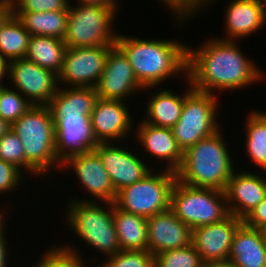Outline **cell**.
<instances>
[{
	"label": "cell",
	"instance_id": "obj_14",
	"mask_svg": "<svg viewBox=\"0 0 266 267\" xmlns=\"http://www.w3.org/2000/svg\"><path fill=\"white\" fill-rule=\"evenodd\" d=\"M143 88L125 55L114 45L107 56L104 71L95 86L98 98L123 100Z\"/></svg>",
	"mask_w": 266,
	"mask_h": 267
},
{
	"label": "cell",
	"instance_id": "obj_3",
	"mask_svg": "<svg viewBox=\"0 0 266 267\" xmlns=\"http://www.w3.org/2000/svg\"><path fill=\"white\" fill-rule=\"evenodd\" d=\"M219 130L183 153L177 180L189 186L225 191L233 174L231 158Z\"/></svg>",
	"mask_w": 266,
	"mask_h": 267
},
{
	"label": "cell",
	"instance_id": "obj_33",
	"mask_svg": "<svg viewBox=\"0 0 266 267\" xmlns=\"http://www.w3.org/2000/svg\"><path fill=\"white\" fill-rule=\"evenodd\" d=\"M0 158L18 169L23 166L26 168L24 145L11 129L0 137Z\"/></svg>",
	"mask_w": 266,
	"mask_h": 267
},
{
	"label": "cell",
	"instance_id": "obj_30",
	"mask_svg": "<svg viewBox=\"0 0 266 267\" xmlns=\"http://www.w3.org/2000/svg\"><path fill=\"white\" fill-rule=\"evenodd\" d=\"M154 267H207L193 244L154 255Z\"/></svg>",
	"mask_w": 266,
	"mask_h": 267
},
{
	"label": "cell",
	"instance_id": "obj_2",
	"mask_svg": "<svg viewBox=\"0 0 266 267\" xmlns=\"http://www.w3.org/2000/svg\"><path fill=\"white\" fill-rule=\"evenodd\" d=\"M115 46L129 60L144 89L158 85L172 74L187 71L188 48L177 41H148L117 35Z\"/></svg>",
	"mask_w": 266,
	"mask_h": 267
},
{
	"label": "cell",
	"instance_id": "obj_18",
	"mask_svg": "<svg viewBox=\"0 0 266 267\" xmlns=\"http://www.w3.org/2000/svg\"><path fill=\"white\" fill-rule=\"evenodd\" d=\"M224 192L226 202H233L227 206L229 213L243 220L266 197V179L254 173L233 172Z\"/></svg>",
	"mask_w": 266,
	"mask_h": 267
},
{
	"label": "cell",
	"instance_id": "obj_21",
	"mask_svg": "<svg viewBox=\"0 0 266 267\" xmlns=\"http://www.w3.org/2000/svg\"><path fill=\"white\" fill-rule=\"evenodd\" d=\"M265 247L261 230L243 222L234 235L228 261L239 267H265Z\"/></svg>",
	"mask_w": 266,
	"mask_h": 267
},
{
	"label": "cell",
	"instance_id": "obj_25",
	"mask_svg": "<svg viewBox=\"0 0 266 267\" xmlns=\"http://www.w3.org/2000/svg\"><path fill=\"white\" fill-rule=\"evenodd\" d=\"M31 36H51L64 39L68 8L59 11L13 12Z\"/></svg>",
	"mask_w": 266,
	"mask_h": 267
},
{
	"label": "cell",
	"instance_id": "obj_48",
	"mask_svg": "<svg viewBox=\"0 0 266 267\" xmlns=\"http://www.w3.org/2000/svg\"><path fill=\"white\" fill-rule=\"evenodd\" d=\"M35 266L36 267H46L41 261H39Z\"/></svg>",
	"mask_w": 266,
	"mask_h": 267
},
{
	"label": "cell",
	"instance_id": "obj_5",
	"mask_svg": "<svg viewBox=\"0 0 266 267\" xmlns=\"http://www.w3.org/2000/svg\"><path fill=\"white\" fill-rule=\"evenodd\" d=\"M220 200L226 203L224 191L193 187L176 180L170 209L178 219L194 229L222 221L230 214L227 203L224 207Z\"/></svg>",
	"mask_w": 266,
	"mask_h": 267
},
{
	"label": "cell",
	"instance_id": "obj_31",
	"mask_svg": "<svg viewBox=\"0 0 266 267\" xmlns=\"http://www.w3.org/2000/svg\"><path fill=\"white\" fill-rule=\"evenodd\" d=\"M15 90L0 88V118L12 125L32 104Z\"/></svg>",
	"mask_w": 266,
	"mask_h": 267
},
{
	"label": "cell",
	"instance_id": "obj_26",
	"mask_svg": "<svg viewBox=\"0 0 266 267\" xmlns=\"http://www.w3.org/2000/svg\"><path fill=\"white\" fill-rule=\"evenodd\" d=\"M66 49L63 39L41 35L31 36L26 59L58 74L62 68Z\"/></svg>",
	"mask_w": 266,
	"mask_h": 267
},
{
	"label": "cell",
	"instance_id": "obj_4",
	"mask_svg": "<svg viewBox=\"0 0 266 267\" xmlns=\"http://www.w3.org/2000/svg\"><path fill=\"white\" fill-rule=\"evenodd\" d=\"M10 128L24 145L29 172L42 174L55 163L59 164L55 153L54 120L48 106L32 105Z\"/></svg>",
	"mask_w": 266,
	"mask_h": 267
},
{
	"label": "cell",
	"instance_id": "obj_37",
	"mask_svg": "<svg viewBox=\"0 0 266 267\" xmlns=\"http://www.w3.org/2000/svg\"><path fill=\"white\" fill-rule=\"evenodd\" d=\"M211 0H163V3H166L170 9H173L179 19L185 18V16H190V14L196 11V9L201 6L204 7L203 4L207 3ZM179 14V15H178ZM185 15V16H184Z\"/></svg>",
	"mask_w": 266,
	"mask_h": 267
},
{
	"label": "cell",
	"instance_id": "obj_41",
	"mask_svg": "<svg viewBox=\"0 0 266 267\" xmlns=\"http://www.w3.org/2000/svg\"><path fill=\"white\" fill-rule=\"evenodd\" d=\"M13 13V8L10 6H0V28L6 19Z\"/></svg>",
	"mask_w": 266,
	"mask_h": 267
},
{
	"label": "cell",
	"instance_id": "obj_8",
	"mask_svg": "<svg viewBox=\"0 0 266 267\" xmlns=\"http://www.w3.org/2000/svg\"><path fill=\"white\" fill-rule=\"evenodd\" d=\"M115 12L112 7L101 5H69L63 39L67 48L115 45L117 34L109 27Z\"/></svg>",
	"mask_w": 266,
	"mask_h": 267
},
{
	"label": "cell",
	"instance_id": "obj_10",
	"mask_svg": "<svg viewBox=\"0 0 266 267\" xmlns=\"http://www.w3.org/2000/svg\"><path fill=\"white\" fill-rule=\"evenodd\" d=\"M113 46L67 48L58 80L76 87L95 88Z\"/></svg>",
	"mask_w": 266,
	"mask_h": 267
},
{
	"label": "cell",
	"instance_id": "obj_47",
	"mask_svg": "<svg viewBox=\"0 0 266 267\" xmlns=\"http://www.w3.org/2000/svg\"><path fill=\"white\" fill-rule=\"evenodd\" d=\"M4 219H3V215L0 213V228H3L5 225H3L4 223Z\"/></svg>",
	"mask_w": 266,
	"mask_h": 267
},
{
	"label": "cell",
	"instance_id": "obj_7",
	"mask_svg": "<svg viewBox=\"0 0 266 267\" xmlns=\"http://www.w3.org/2000/svg\"><path fill=\"white\" fill-rule=\"evenodd\" d=\"M176 180V172L168 169L159 175L149 172L140 181L120 190L114 203L125 212L152 217L170 209Z\"/></svg>",
	"mask_w": 266,
	"mask_h": 267
},
{
	"label": "cell",
	"instance_id": "obj_17",
	"mask_svg": "<svg viewBox=\"0 0 266 267\" xmlns=\"http://www.w3.org/2000/svg\"><path fill=\"white\" fill-rule=\"evenodd\" d=\"M123 100L97 98L91 112L93 135L98 143L124 137L131 129V117Z\"/></svg>",
	"mask_w": 266,
	"mask_h": 267
},
{
	"label": "cell",
	"instance_id": "obj_19",
	"mask_svg": "<svg viewBox=\"0 0 266 267\" xmlns=\"http://www.w3.org/2000/svg\"><path fill=\"white\" fill-rule=\"evenodd\" d=\"M63 164L73 166L81 183L93 196H96L105 203L115 202L117 194L109 174L95 151H87L84 154L73 156Z\"/></svg>",
	"mask_w": 266,
	"mask_h": 267
},
{
	"label": "cell",
	"instance_id": "obj_28",
	"mask_svg": "<svg viewBox=\"0 0 266 267\" xmlns=\"http://www.w3.org/2000/svg\"><path fill=\"white\" fill-rule=\"evenodd\" d=\"M30 37L31 34L12 13L0 28V55L8 61L26 58Z\"/></svg>",
	"mask_w": 266,
	"mask_h": 267
},
{
	"label": "cell",
	"instance_id": "obj_45",
	"mask_svg": "<svg viewBox=\"0 0 266 267\" xmlns=\"http://www.w3.org/2000/svg\"><path fill=\"white\" fill-rule=\"evenodd\" d=\"M3 4L9 5L14 8L20 0H1Z\"/></svg>",
	"mask_w": 266,
	"mask_h": 267
},
{
	"label": "cell",
	"instance_id": "obj_13",
	"mask_svg": "<svg viewBox=\"0 0 266 267\" xmlns=\"http://www.w3.org/2000/svg\"><path fill=\"white\" fill-rule=\"evenodd\" d=\"M242 223V219L229 214L222 221L192 229V244L206 265L228 260L234 235Z\"/></svg>",
	"mask_w": 266,
	"mask_h": 267
},
{
	"label": "cell",
	"instance_id": "obj_16",
	"mask_svg": "<svg viewBox=\"0 0 266 267\" xmlns=\"http://www.w3.org/2000/svg\"><path fill=\"white\" fill-rule=\"evenodd\" d=\"M147 228L148 251L153 255L192 244V229L171 209L147 218Z\"/></svg>",
	"mask_w": 266,
	"mask_h": 267
},
{
	"label": "cell",
	"instance_id": "obj_24",
	"mask_svg": "<svg viewBox=\"0 0 266 267\" xmlns=\"http://www.w3.org/2000/svg\"><path fill=\"white\" fill-rule=\"evenodd\" d=\"M95 88L58 90L47 105L52 115H91L97 99Z\"/></svg>",
	"mask_w": 266,
	"mask_h": 267
},
{
	"label": "cell",
	"instance_id": "obj_36",
	"mask_svg": "<svg viewBox=\"0 0 266 267\" xmlns=\"http://www.w3.org/2000/svg\"><path fill=\"white\" fill-rule=\"evenodd\" d=\"M20 170L11 163L5 162L0 158V193L8 192L11 189H15L19 181L22 179L20 177ZM21 178V179H20Z\"/></svg>",
	"mask_w": 266,
	"mask_h": 267
},
{
	"label": "cell",
	"instance_id": "obj_35",
	"mask_svg": "<svg viewBox=\"0 0 266 267\" xmlns=\"http://www.w3.org/2000/svg\"><path fill=\"white\" fill-rule=\"evenodd\" d=\"M67 0H20L13 8V12H45L66 10Z\"/></svg>",
	"mask_w": 266,
	"mask_h": 267
},
{
	"label": "cell",
	"instance_id": "obj_46",
	"mask_svg": "<svg viewBox=\"0 0 266 267\" xmlns=\"http://www.w3.org/2000/svg\"><path fill=\"white\" fill-rule=\"evenodd\" d=\"M263 239L266 241V225L260 228Z\"/></svg>",
	"mask_w": 266,
	"mask_h": 267
},
{
	"label": "cell",
	"instance_id": "obj_32",
	"mask_svg": "<svg viewBox=\"0 0 266 267\" xmlns=\"http://www.w3.org/2000/svg\"><path fill=\"white\" fill-rule=\"evenodd\" d=\"M103 267H154V255L144 250H120Z\"/></svg>",
	"mask_w": 266,
	"mask_h": 267
},
{
	"label": "cell",
	"instance_id": "obj_39",
	"mask_svg": "<svg viewBox=\"0 0 266 267\" xmlns=\"http://www.w3.org/2000/svg\"><path fill=\"white\" fill-rule=\"evenodd\" d=\"M5 230L3 228H0V267L6 266V259H7V250L5 245V234L3 233Z\"/></svg>",
	"mask_w": 266,
	"mask_h": 267
},
{
	"label": "cell",
	"instance_id": "obj_12",
	"mask_svg": "<svg viewBox=\"0 0 266 267\" xmlns=\"http://www.w3.org/2000/svg\"><path fill=\"white\" fill-rule=\"evenodd\" d=\"M90 116L52 115L55 127V153L60 166L73 156L94 151L98 145L92 132Z\"/></svg>",
	"mask_w": 266,
	"mask_h": 267
},
{
	"label": "cell",
	"instance_id": "obj_50",
	"mask_svg": "<svg viewBox=\"0 0 266 267\" xmlns=\"http://www.w3.org/2000/svg\"><path fill=\"white\" fill-rule=\"evenodd\" d=\"M265 267H266V247H265Z\"/></svg>",
	"mask_w": 266,
	"mask_h": 267
},
{
	"label": "cell",
	"instance_id": "obj_42",
	"mask_svg": "<svg viewBox=\"0 0 266 267\" xmlns=\"http://www.w3.org/2000/svg\"><path fill=\"white\" fill-rule=\"evenodd\" d=\"M5 72L7 75L9 74V62L0 55V88L4 87V84H1V80L6 74Z\"/></svg>",
	"mask_w": 266,
	"mask_h": 267
},
{
	"label": "cell",
	"instance_id": "obj_34",
	"mask_svg": "<svg viewBox=\"0 0 266 267\" xmlns=\"http://www.w3.org/2000/svg\"><path fill=\"white\" fill-rule=\"evenodd\" d=\"M42 256L41 262L46 267H85L76 250L72 247L54 248Z\"/></svg>",
	"mask_w": 266,
	"mask_h": 267
},
{
	"label": "cell",
	"instance_id": "obj_40",
	"mask_svg": "<svg viewBox=\"0 0 266 267\" xmlns=\"http://www.w3.org/2000/svg\"><path fill=\"white\" fill-rule=\"evenodd\" d=\"M79 1V0H78ZM80 4L84 5H101L104 7H112L116 11V1L114 0H80Z\"/></svg>",
	"mask_w": 266,
	"mask_h": 267
},
{
	"label": "cell",
	"instance_id": "obj_6",
	"mask_svg": "<svg viewBox=\"0 0 266 267\" xmlns=\"http://www.w3.org/2000/svg\"><path fill=\"white\" fill-rule=\"evenodd\" d=\"M75 201V202H74ZM70 204L68 223L74 232L80 236L84 242L99 249L107 256L117 254L121 247L119 245L117 232L113 221V203L109 204L108 211L103 206H99L93 201H76Z\"/></svg>",
	"mask_w": 266,
	"mask_h": 267
},
{
	"label": "cell",
	"instance_id": "obj_27",
	"mask_svg": "<svg viewBox=\"0 0 266 267\" xmlns=\"http://www.w3.org/2000/svg\"><path fill=\"white\" fill-rule=\"evenodd\" d=\"M152 96L147 107L148 119L144 122L156 127L172 128L181 116L185 95L180 97L164 90Z\"/></svg>",
	"mask_w": 266,
	"mask_h": 267
},
{
	"label": "cell",
	"instance_id": "obj_43",
	"mask_svg": "<svg viewBox=\"0 0 266 267\" xmlns=\"http://www.w3.org/2000/svg\"><path fill=\"white\" fill-rule=\"evenodd\" d=\"M207 267H239L231 261L213 262L207 265Z\"/></svg>",
	"mask_w": 266,
	"mask_h": 267
},
{
	"label": "cell",
	"instance_id": "obj_49",
	"mask_svg": "<svg viewBox=\"0 0 266 267\" xmlns=\"http://www.w3.org/2000/svg\"><path fill=\"white\" fill-rule=\"evenodd\" d=\"M0 6H9V5L3 4L2 1L0 0Z\"/></svg>",
	"mask_w": 266,
	"mask_h": 267
},
{
	"label": "cell",
	"instance_id": "obj_38",
	"mask_svg": "<svg viewBox=\"0 0 266 267\" xmlns=\"http://www.w3.org/2000/svg\"><path fill=\"white\" fill-rule=\"evenodd\" d=\"M243 222L258 229L266 225V197L243 219Z\"/></svg>",
	"mask_w": 266,
	"mask_h": 267
},
{
	"label": "cell",
	"instance_id": "obj_20",
	"mask_svg": "<svg viewBox=\"0 0 266 267\" xmlns=\"http://www.w3.org/2000/svg\"><path fill=\"white\" fill-rule=\"evenodd\" d=\"M226 28L229 38L236 40L253 33L266 22V1L234 0L226 13Z\"/></svg>",
	"mask_w": 266,
	"mask_h": 267
},
{
	"label": "cell",
	"instance_id": "obj_22",
	"mask_svg": "<svg viewBox=\"0 0 266 267\" xmlns=\"http://www.w3.org/2000/svg\"><path fill=\"white\" fill-rule=\"evenodd\" d=\"M139 140L146 151L157 158L168 160V170L176 172L183 161V152L177 144L171 128L156 127L142 122L138 128Z\"/></svg>",
	"mask_w": 266,
	"mask_h": 267
},
{
	"label": "cell",
	"instance_id": "obj_15",
	"mask_svg": "<svg viewBox=\"0 0 266 267\" xmlns=\"http://www.w3.org/2000/svg\"><path fill=\"white\" fill-rule=\"evenodd\" d=\"M94 151L99 155L109 174L116 194L123 188L140 181L150 172L137 156L111 143H98Z\"/></svg>",
	"mask_w": 266,
	"mask_h": 267
},
{
	"label": "cell",
	"instance_id": "obj_23",
	"mask_svg": "<svg viewBox=\"0 0 266 267\" xmlns=\"http://www.w3.org/2000/svg\"><path fill=\"white\" fill-rule=\"evenodd\" d=\"M113 221L121 250L148 251L147 218L125 212L113 203Z\"/></svg>",
	"mask_w": 266,
	"mask_h": 267
},
{
	"label": "cell",
	"instance_id": "obj_1",
	"mask_svg": "<svg viewBox=\"0 0 266 267\" xmlns=\"http://www.w3.org/2000/svg\"><path fill=\"white\" fill-rule=\"evenodd\" d=\"M234 42L215 39L198 50L187 49V77L193 90L211 94L212 89H237L261 78V71Z\"/></svg>",
	"mask_w": 266,
	"mask_h": 267
},
{
	"label": "cell",
	"instance_id": "obj_29",
	"mask_svg": "<svg viewBox=\"0 0 266 267\" xmlns=\"http://www.w3.org/2000/svg\"><path fill=\"white\" fill-rule=\"evenodd\" d=\"M247 121V154L263 168L266 165V113L252 112Z\"/></svg>",
	"mask_w": 266,
	"mask_h": 267
},
{
	"label": "cell",
	"instance_id": "obj_9",
	"mask_svg": "<svg viewBox=\"0 0 266 267\" xmlns=\"http://www.w3.org/2000/svg\"><path fill=\"white\" fill-rule=\"evenodd\" d=\"M216 105L217 100L212 93L193 90L191 86L185 94L181 116L171 128L183 153L219 130L215 121Z\"/></svg>",
	"mask_w": 266,
	"mask_h": 267
},
{
	"label": "cell",
	"instance_id": "obj_44",
	"mask_svg": "<svg viewBox=\"0 0 266 267\" xmlns=\"http://www.w3.org/2000/svg\"><path fill=\"white\" fill-rule=\"evenodd\" d=\"M11 125H9L6 121L0 118V137L4 135L8 130H10Z\"/></svg>",
	"mask_w": 266,
	"mask_h": 267
},
{
	"label": "cell",
	"instance_id": "obj_11",
	"mask_svg": "<svg viewBox=\"0 0 266 267\" xmlns=\"http://www.w3.org/2000/svg\"><path fill=\"white\" fill-rule=\"evenodd\" d=\"M9 78L32 105L47 106L58 91V74L26 58L9 62Z\"/></svg>",
	"mask_w": 266,
	"mask_h": 267
}]
</instances>
